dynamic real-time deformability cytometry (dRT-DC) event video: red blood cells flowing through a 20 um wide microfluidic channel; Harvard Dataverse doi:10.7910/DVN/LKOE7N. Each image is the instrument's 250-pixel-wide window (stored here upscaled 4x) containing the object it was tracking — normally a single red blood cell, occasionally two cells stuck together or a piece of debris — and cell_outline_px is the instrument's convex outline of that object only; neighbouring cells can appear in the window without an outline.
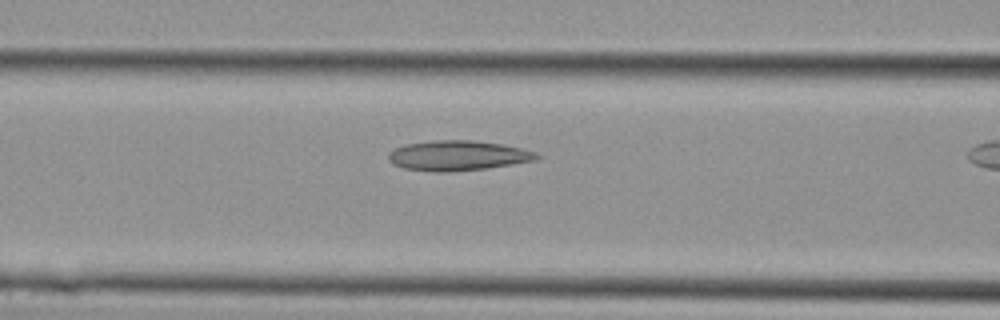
{"species": "Egyptian fruit bat (a non-hibernating species)", "species_latin": "Rousettus aegyptiacus", "temperature_condition": "cold", "stored_images_in_passage": 6, "camera_frame_rate_fps": 3000, "um_per_image_px": 0.085, "animal": {"sex": "female"}, "frame": {"image": 1, "passage_image": 5, "time_ms": 1.333, "image_size_px": [1000, 320], "cell_outline_px": [[544, 156], [536, 160], [488, 168], [448, 172], [436, 172], [404, 168], [392, 164], [388, 160], [388, 152], [396, 148], [408, 144], [432, 140], [472, 140], [500, 144], [520, 148], [536, 152]], "centroid_in_image_um": [38.92, 13.23], "position_along_channel_um": 127.7, "area_um2": 25.95}}